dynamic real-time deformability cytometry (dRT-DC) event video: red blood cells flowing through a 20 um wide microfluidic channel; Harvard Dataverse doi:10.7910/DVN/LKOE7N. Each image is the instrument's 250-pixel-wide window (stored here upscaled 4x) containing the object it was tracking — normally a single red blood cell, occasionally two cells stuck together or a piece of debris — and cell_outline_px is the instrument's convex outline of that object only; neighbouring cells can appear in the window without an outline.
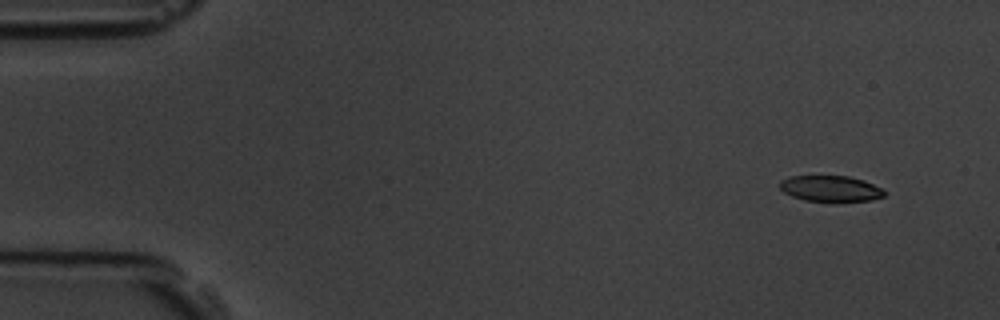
{"species": "common noctule bat (a hibernating species)", "species_latin": "Nyctalus noctula", "temperature_condition": "room temperature", "stored_images_in_passage": 6, "camera_frame_rate_fps": 3000, "um_per_image_px": 0.085, "animal": {"sex": "male", "body_mass_g": 19.5, "forearm_length_mm": 54.6}, "frame": {"image": 1, "passage_image": 1, "time_ms": 0.0, "image_size_px": [1000, 320], "cell_outline_px": [[888, 192], [884, 196], [872, 200], [804, 200], [792, 196], [784, 192], [780, 188], [780, 180], [788, 176], [848, 176], [864, 180]], "centroid_in_image_um": [70.58, 16.0], "position_along_channel_um": 14.4, "area_um2": 15.49}}
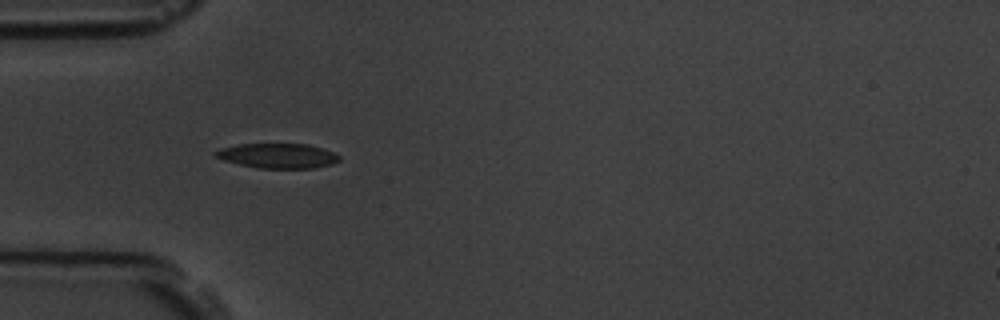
{"frame": {"image": 2, "passage_image": 5, "time_ms": 4.333, "image_size_px": [1000, 320], "cell_outline_px": [[340, 160], [332, 164], [312, 168], [260, 168], [240, 164], [224, 160], [216, 156], [212, 152], [220, 148], [240, 144], [308, 144], [324, 148], [336, 152], [340, 156]], "centroid_in_image_um": [23.65, 13.23], "position_along_channel_um": 61.3, "area_um2": 17.92}}
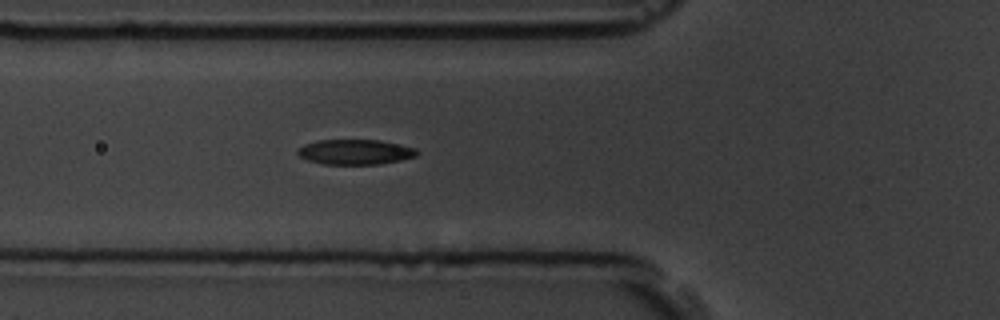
{"frame": {"image": 3, "passage_image": 6, "time_ms": 5.333, "image_size_px": [1000, 320], "cell_outline_px": [[416, 156], [400, 160], [380, 164], [324, 164], [308, 160], [300, 156], [296, 152], [296, 148], [304, 144], [316, 140], [380, 140], [416, 148]], "centroid_in_image_um": [30.14, 12.91], "position_along_channel_um": 95.7, "area_um2": 17.4}}